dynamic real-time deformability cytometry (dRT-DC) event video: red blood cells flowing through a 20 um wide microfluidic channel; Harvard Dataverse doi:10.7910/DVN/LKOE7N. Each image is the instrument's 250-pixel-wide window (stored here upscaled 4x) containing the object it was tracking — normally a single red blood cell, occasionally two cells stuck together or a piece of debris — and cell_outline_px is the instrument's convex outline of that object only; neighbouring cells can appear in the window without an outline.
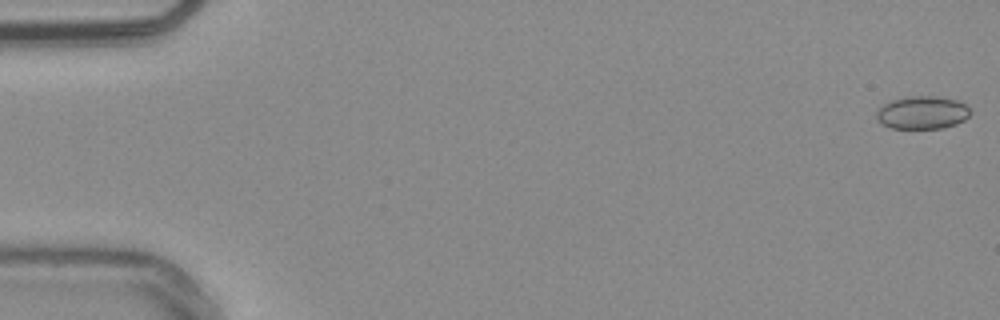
{"species": "common noctule bat (a hibernating species)", "species_latin": "Nyctalus noctula", "temperature_condition": "warm", "stored_images_in_passage": 54, "camera_frame_rate_fps": 3000, "um_per_image_px": 0.085, "animal": {"sex": "male", "body_mass_g": 20.4}, "frame": {"image": 1, "passage_image": 1, "time_ms": 0.0, "image_size_px": [1000, 320], "cell_outline_px": [[972, 112], [964, 120], [956, 124], [944, 128], [892, 128], [880, 124], [876, 120], [876, 108], [892, 100], [908, 96], [936, 96], [956, 100], [964, 104]], "centroid_in_image_um": [78.35, 9.57], "position_along_channel_um": 6.6, "area_um2": 18.15}}
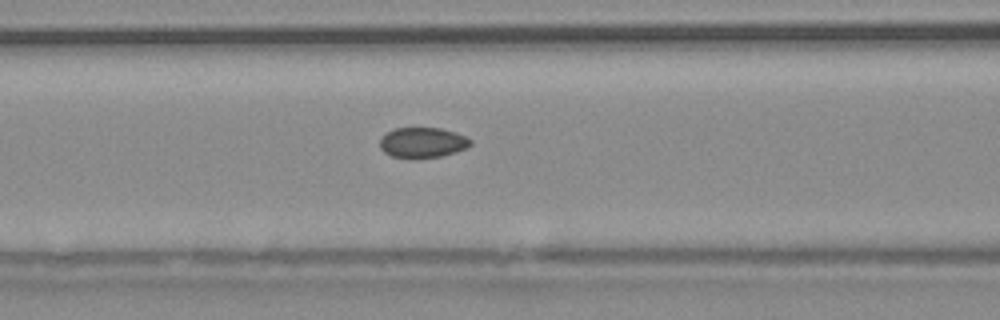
{"frame": {"image": 2, "passage_image": 23, "time_ms": 7.333, "image_size_px": [1000, 320], "cell_outline_px": [[472, 144], [456, 152], [440, 156], [412, 160], [408, 160], [392, 156], [384, 152], [380, 148], [380, 136], [396, 128], [440, 128], [456, 132], [472, 140]], "centroid_in_image_um": [35.89, 12.14], "position_along_channel_um": 130.7, "area_um2": 16.3}}
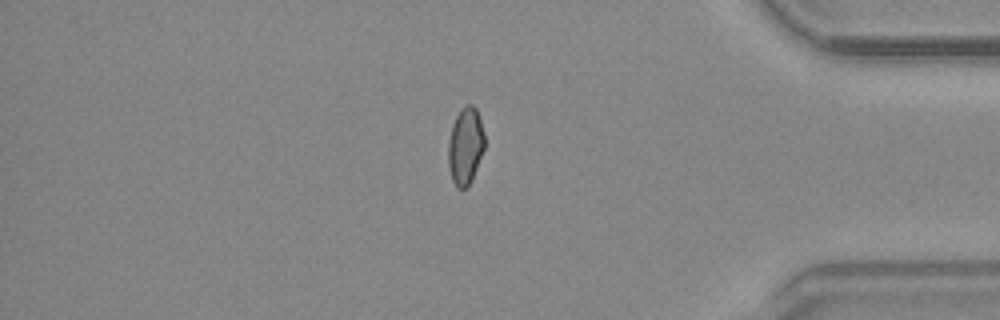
{"frame": {"image": 3, "passage_image": 46, "time_ms": 15.0, "image_size_px": [1000, 320], "cell_outline_px": [[484, 148], [472, 180], [468, 188], [456, 188], [452, 180], [448, 164], [448, 144], [452, 124], [460, 108], [468, 104], [472, 104], [476, 108], [484, 132]], "centroid_in_image_um": [39.55, 12.42], "position_along_channel_um": 395.7, "area_um2": 16.42}, "authors_computed_cell_mechanics": {"area_um2": 16.7042, "velocity_mm_per_s": 3.8055, "shape_relaxation_time_tau1_ms": null, "shape_relaxation_time_tau2_ms": 2.3155, "deformation_change_tau1": null, "deformation_change_tau2": 0.0595}}